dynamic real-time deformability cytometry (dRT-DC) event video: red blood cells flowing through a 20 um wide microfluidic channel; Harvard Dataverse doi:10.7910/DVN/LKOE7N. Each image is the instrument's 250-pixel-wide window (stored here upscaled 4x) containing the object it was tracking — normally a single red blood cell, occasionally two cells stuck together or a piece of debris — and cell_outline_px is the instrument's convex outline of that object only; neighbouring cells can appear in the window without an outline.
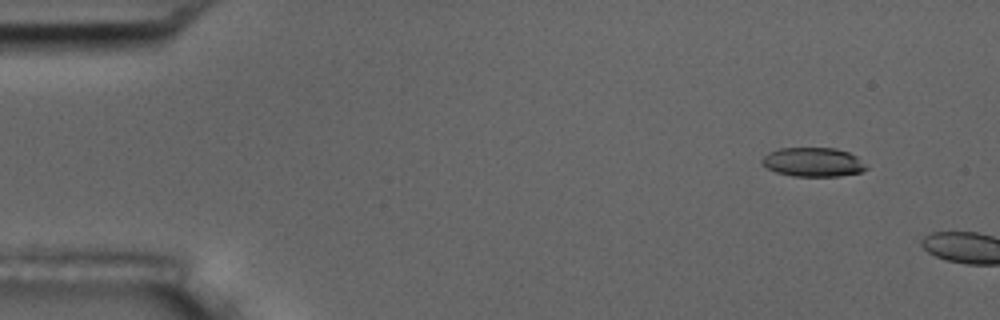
{"species": "common noctule bat (a hibernating species)", "species_latin": "Nyctalus noctula", "temperature_condition": "room temperature", "stored_images_in_passage": 2, "camera_frame_rate_fps": 3000, "um_per_image_px": 0.085, "animal": {"sex": "male", "body_mass_g": 17.5, "forearm_length_mm": 52.3}, "frame": {"image": 1, "passage_image": 1, "time_ms": 0.0, "image_size_px": [1000, 320], "cell_outline_px": [[868, 168], [860, 172], [840, 176], [792, 176], [776, 172], [760, 164], [760, 160], [768, 152], [780, 148], [836, 148], [848, 152], [856, 156]], "centroid_in_image_um": [69.07, 13.78], "position_along_channel_um": 15.9, "area_um2": 17.69}}